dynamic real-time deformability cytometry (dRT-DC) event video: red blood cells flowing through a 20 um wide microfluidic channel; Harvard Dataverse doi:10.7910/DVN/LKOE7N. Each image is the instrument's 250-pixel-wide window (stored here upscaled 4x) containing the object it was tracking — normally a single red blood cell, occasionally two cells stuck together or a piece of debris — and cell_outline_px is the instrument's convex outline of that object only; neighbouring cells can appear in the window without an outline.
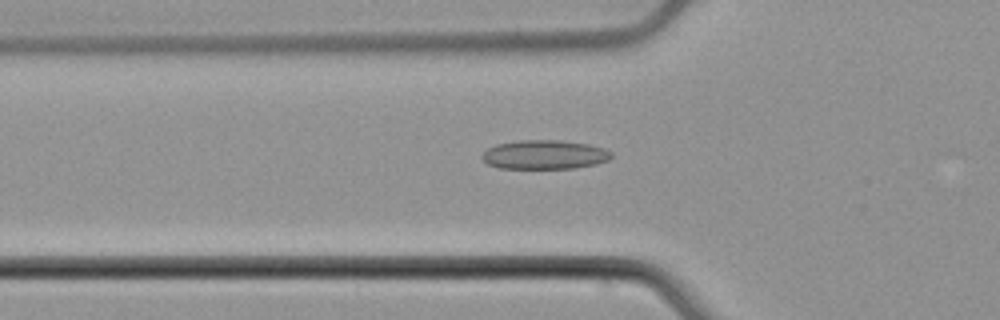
{"species": "common noctule bat (a hibernating species)", "species_latin": "Nyctalus noctula", "temperature_condition": "cold", "stored_images_in_passage": 50, "camera_frame_rate_fps": 3000, "um_per_image_px": 0.085, "animal": {"sex": "male", "body_mass_g": 21.5, "forearm_length_mm": 52.0}, "frame": {"image": 1, "passage_image": 16, "time_ms": 5.0, "image_size_px": [1000, 320], "cell_outline_px": [[612, 156], [608, 160], [596, 164], [576, 168], [500, 168], [488, 164], [480, 156], [488, 148], [496, 144], [516, 140], [560, 140], [588, 144], [604, 148], [612, 152]], "centroid_in_image_um": [46.29, 13.14], "position_along_channel_um": 79.5, "area_um2": 21.96}}
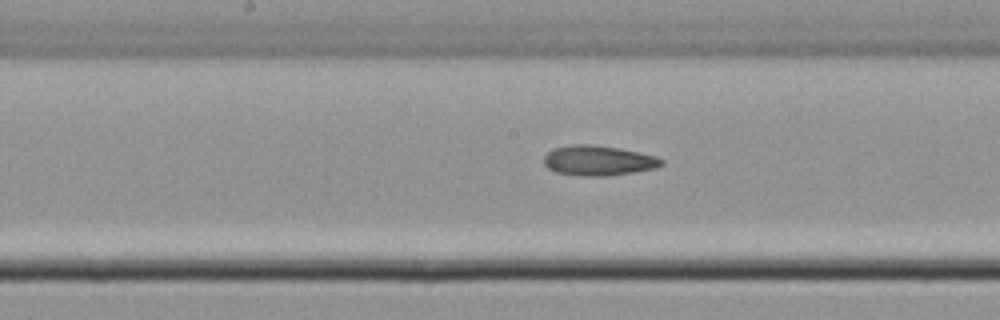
{"frame": {"image": 2, "passage_image": 25, "time_ms": 8.0, "image_size_px": [1000, 320], "cell_outline_px": [[664, 164], [656, 168], [608, 176], [584, 176], [556, 172], [548, 168], [544, 164], [544, 156], [552, 148], [572, 144], [592, 144], [620, 148], [656, 156], [664, 160]], "centroid_in_image_um": [50.86, 13.64], "position_along_channel_um": 197.3, "area_um2": 20.69}}
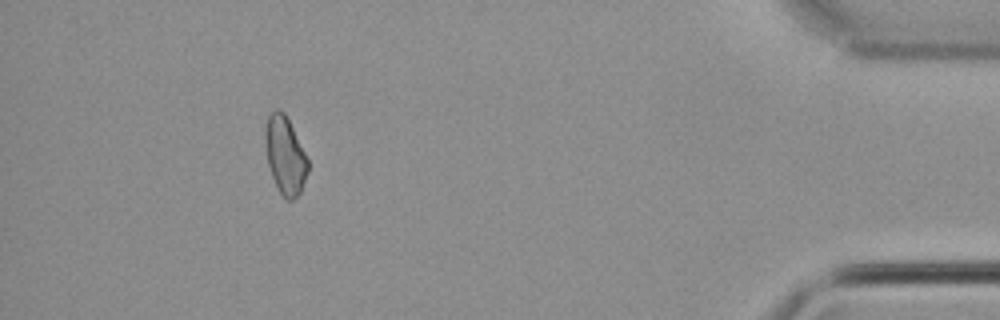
{"frame": {"image": 3, "passage_image": 46, "time_ms": 15.0, "image_size_px": [1000, 320], "cell_outline_px": [[308, 172], [300, 192], [292, 200], [284, 200], [272, 176], [268, 164], [264, 140], [264, 132], [268, 116], [276, 108], [280, 108], [284, 112], [308, 160]], "centroid_in_image_um": [24.21, 13.2], "position_along_channel_um": 411.0, "area_um2": 19.07}, "authors_computed_cell_mechanics": {"area_um2": 20.3745, "velocity_mm_per_s": 3.9141, "shape_relaxation_time_tau1_ms": 7.8757, "shape_relaxation_time_tau2_ms": null, "deformation_change_tau1": 0.1158, "deformation_change_tau2": null}}